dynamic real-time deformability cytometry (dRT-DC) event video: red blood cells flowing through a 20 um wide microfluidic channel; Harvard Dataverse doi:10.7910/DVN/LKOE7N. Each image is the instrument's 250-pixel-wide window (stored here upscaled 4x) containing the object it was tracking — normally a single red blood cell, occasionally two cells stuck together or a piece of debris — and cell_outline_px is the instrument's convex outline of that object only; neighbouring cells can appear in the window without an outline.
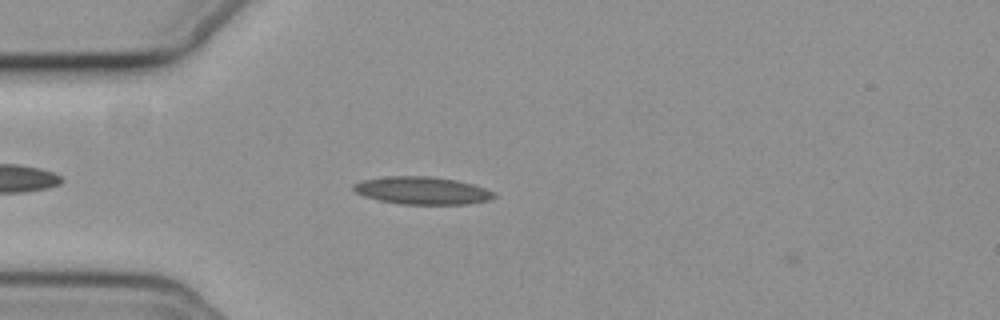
{"species": "common noctule bat (a hibernating species)", "species_latin": "Nyctalus noctula", "temperature_condition": "cold", "stored_images_in_passage": 41, "camera_frame_rate_fps": 3000, "um_per_image_px": 0.085, "animal": {"sex": "female", "body_mass_g": 19.3, "forearm_length_mm": 54.1}, "frame": {"image": 1, "passage_image": 4, "time_ms": 1.0, "image_size_px": [1000, 320], "cell_outline_px": [[496, 196], [488, 200], [468, 204], [400, 204], [380, 200], [364, 196], [356, 192], [352, 188], [352, 184], [360, 180], [388, 176], [428, 176], [456, 180], [472, 184], [496, 192]], "centroid_in_image_um": [35.86, 16.19], "position_along_channel_um": 49.1, "area_um2": 22.6}}
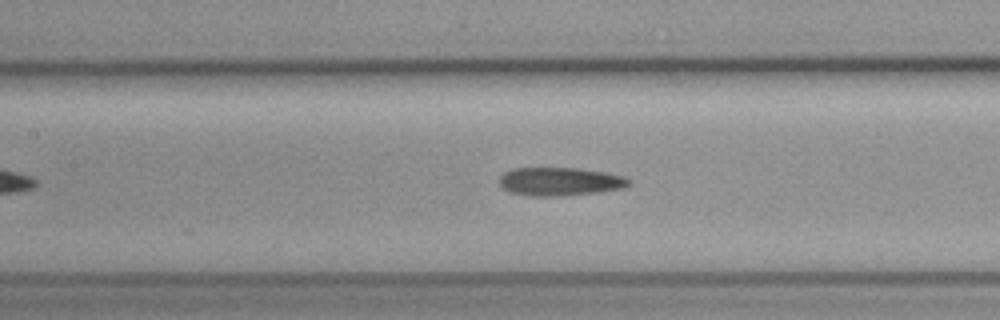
{"frame": {"image": 2, "passage_image": 14, "time_ms": 4.333, "image_size_px": [1000, 320], "cell_outline_px": [[632, 184], [624, 188], [600, 192], [564, 196], [532, 196], [512, 192], [504, 188], [496, 180], [504, 172], [512, 168], [576, 168], [604, 172], [624, 176], [632, 180]], "centroid_in_image_um": [47.62, 15.43], "position_along_channel_um": 159.8, "area_um2": 21.62}}
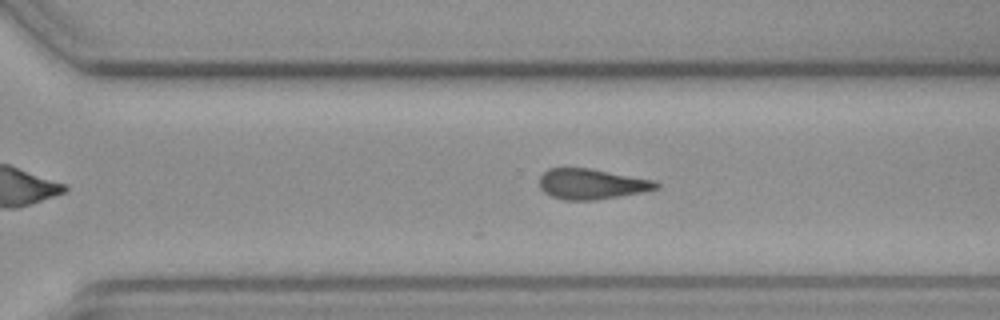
{"frame": {"image": 3, "passage_image": 27, "time_ms": 8.667, "image_size_px": [1000, 320], "cell_outline_px": [[660, 188], [644, 192], [596, 200], [564, 200], [552, 196], [544, 192], [540, 188], [540, 176], [548, 168], [588, 168], [656, 180], [660, 184]], "centroid_in_image_um": [50.32, 15.64], "position_along_channel_um": 320.3, "area_um2": 20.81}, "authors_computed_cell_mechanics": {"area_um2": 20.5768, "velocity_mm_per_s": 3.7089, "shape_relaxation_time_tau1_ms": null, "shape_relaxation_time_tau2_ms": 6.836, "deformation_change_tau1": null, "deformation_change_tau2": 0.1914}}